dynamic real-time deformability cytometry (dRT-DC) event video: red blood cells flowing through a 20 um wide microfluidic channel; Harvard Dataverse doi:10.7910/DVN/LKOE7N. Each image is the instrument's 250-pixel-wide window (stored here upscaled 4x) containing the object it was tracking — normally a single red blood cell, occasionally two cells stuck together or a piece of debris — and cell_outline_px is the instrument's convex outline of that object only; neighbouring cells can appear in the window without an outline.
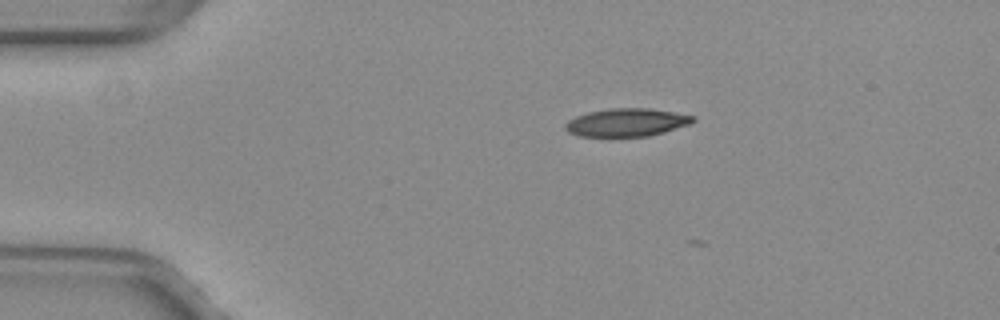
{"species": "common noctule bat (a hibernating species)", "species_latin": "Nyctalus noctula", "temperature_condition": "warm", "stored_images_in_passage": 3, "camera_frame_rate_fps": 3000, "um_per_image_px": 0.085, "animal": {"sex": "female", "body_mass_g": 29.2, "forearm_length_mm": 56.3}, "frame": {"image": 1, "passage_image": 2, "time_ms": 0.333, "image_size_px": [1000, 320], "cell_outline_px": [[696, 120], [688, 124], [664, 132], [648, 136], [580, 136], [568, 132], [564, 128], [564, 124], [568, 120], [576, 116], [588, 112], [608, 108], [648, 108], [696, 116]], "centroid_in_image_um": [53.24, 10.4], "position_along_channel_um": 31.8, "area_um2": 20.75}}